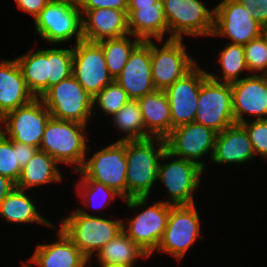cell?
<instances>
[{"instance_id": "1", "label": "cell", "mask_w": 267, "mask_h": 267, "mask_svg": "<svg viewBox=\"0 0 267 267\" xmlns=\"http://www.w3.org/2000/svg\"><path fill=\"white\" fill-rule=\"evenodd\" d=\"M125 153L127 161L126 205L130 209L144 207L152 186L158 181L159 160L174 156L167 150L166 139L161 137L125 141Z\"/></svg>"}, {"instance_id": "2", "label": "cell", "mask_w": 267, "mask_h": 267, "mask_svg": "<svg viewBox=\"0 0 267 267\" xmlns=\"http://www.w3.org/2000/svg\"><path fill=\"white\" fill-rule=\"evenodd\" d=\"M60 229L89 259L123 231V219L110 220L77 208L64 217Z\"/></svg>"}, {"instance_id": "3", "label": "cell", "mask_w": 267, "mask_h": 267, "mask_svg": "<svg viewBox=\"0 0 267 267\" xmlns=\"http://www.w3.org/2000/svg\"><path fill=\"white\" fill-rule=\"evenodd\" d=\"M86 127L85 124L51 117L45 127L39 149L59 164H74V171L77 172L86 160Z\"/></svg>"}, {"instance_id": "4", "label": "cell", "mask_w": 267, "mask_h": 267, "mask_svg": "<svg viewBox=\"0 0 267 267\" xmlns=\"http://www.w3.org/2000/svg\"><path fill=\"white\" fill-rule=\"evenodd\" d=\"M51 117L87 125L93 112V97L73 75L50 87L41 97ZM93 112V113H92Z\"/></svg>"}, {"instance_id": "5", "label": "cell", "mask_w": 267, "mask_h": 267, "mask_svg": "<svg viewBox=\"0 0 267 267\" xmlns=\"http://www.w3.org/2000/svg\"><path fill=\"white\" fill-rule=\"evenodd\" d=\"M35 29L49 43H63L75 36L83 40L82 12L79 5L65 0H51L36 16Z\"/></svg>"}, {"instance_id": "6", "label": "cell", "mask_w": 267, "mask_h": 267, "mask_svg": "<svg viewBox=\"0 0 267 267\" xmlns=\"http://www.w3.org/2000/svg\"><path fill=\"white\" fill-rule=\"evenodd\" d=\"M77 172L80 180L100 182L127 199L125 141H115L94 153Z\"/></svg>"}, {"instance_id": "7", "label": "cell", "mask_w": 267, "mask_h": 267, "mask_svg": "<svg viewBox=\"0 0 267 267\" xmlns=\"http://www.w3.org/2000/svg\"><path fill=\"white\" fill-rule=\"evenodd\" d=\"M168 24L169 39H182L184 35L211 36L214 9H208L199 0H161Z\"/></svg>"}, {"instance_id": "8", "label": "cell", "mask_w": 267, "mask_h": 267, "mask_svg": "<svg viewBox=\"0 0 267 267\" xmlns=\"http://www.w3.org/2000/svg\"><path fill=\"white\" fill-rule=\"evenodd\" d=\"M195 122L216 133L235 124L231 84L206 77L200 87Z\"/></svg>"}, {"instance_id": "9", "label": "cell", "mask_w": 267, "mask_h": 267, "mask_svg": "<svg viewBox=\"0 0 267 267\" xmlns=\"http://www.w3.org/2000/svg\"><path fill=\"white\" fill-rule=\"evenodd\" d=\"M50 118L51 114L43 101L40 98H34L27 105L8 112L0 119V125L3 123L0 131L13 142L40 148L41 139Z\"/></svg>"}, {"instance_id": "10", "label": "cell", "mask_w": 267, "mask_h": 267, "mask_svg": "<svg viewBox=\"0 0 267 267\" xmlns=\"http://www.w3.org/2000/svg\"><path fill=\"white\" fill-rule=\"evenodd\" d=\"M265 30L237 0H222L214 7L213 37L223 36L231 39V44L244 46Z\"/></svg>"}, {"instance_id": "11", "label": "cell", "mask_w": 267, "mask_h": 267, "mask_svg": "<svg viewBox=\"0 0 267 267\" xmlns=\"http://www.w3.org/2000/svg\"><path fill=\"white\" fill-rule=\"evenodd\" d=\"M200 217L195 204L170 205V214L163 237L156 249L182 260L200 235Z\"/></svg>"}, {"instance_id": "12", "label": "cell", "mask_w": 267, "mask_h": 267, "mask_svg": "<svg viewBox=\"0 0 267 267\" xmlns=\"http://www.w3.org/2000/svg\"><path fill=\"white\" fill-rule=\"evenodd\" d=\"M72 75L92 97L114 81L101 45L87 40L73 47Z\"/></svg>"}, {"instance_id": "13", "label": "cell", "mask_w": 267, "mask_h": 267, "mask_svg": "<svg viewBox=\"0 0 267 267\" xmlns=\"http://www.w3.org/2000/svg\"><path fill=\"white\" fill-rule=\"evenodd\" d=\"M151 40L152 79L157 90H166L197 63L188 56L182 39H167L163 47Z\"/></svg>"}, {"instance_id": "14", "label": "cell", "mask_w": 267, "mask_h": 267, "mask_svg": "<svg viewBox=\"0 0 267 267\" xmlns=\"http://www.w3.org/2000/svg\"><path fill=\"white\" fill-rule=\"evenodd\" d=\"M203 168L196 163L177 157L167 163L159 162L158 181L167 188L172 206L195 204L193 192L199 187Z\"/></svg>"}, {"instance_id": "15", "label": "cell", "mask_w": 267, "mask_h": 267, "mask_svg": "<svg viewBox=\"0 0 267 267\" xmlns=\"http://www.w3.org/2000/svg\"><path fill=\"white\" fill-rule=\"evenodd\" d=\"M216 135L215 131L195 121L177 126L165 138L167 150L173 156L192 161L205 169L204 162L200 160L207 152L212 158Z\"/></svg>"}, {"instance_id": "16", "label": "cell", "mask_w": 267, "mask_h": 267, "mask_svg": "<svg viewBox=\"0 0 267 267\" xmlns=\"http://www.w3.org/2000/svg\"><path fill=\"white\" fill-rule=\"evenodd\" d=\"M169 214L170 205L163 200L159 201L136 214L128 221V225L123 220V232L151 256L163 237Z\"/></svg>"}, {"instance_id": "17", "label": "cell", "mask_w": 267, "mask_h": 267, "mask_svg": "<svg viewBox=\"0 0 267 267\" xmlns=\"http://www.w3.org/2000/svg\"><path fill=\"white\" fill-rule=\"evenodd\" d=\"M206 77L207 71L196 64L165 90L170 104L172 129L195 121L200 87Z\"/></svg>"}, {"instance_id": "18", "label": "cell", "mask_w": 267, "mask_h": 267, "mask_svg": "<svg viewBox=\"0 0 267 267\" xmlns=\"http://www.w3.org/2000/svg\"><path fill=\"white\" fill-rule=\"evenodd\" d=\"M235 123L242 124L247 114L255 119H267V75H247L231 83Z\"/></svg>"}, {"instance_id": "19", "label": "cell", "mask_w": 267, "mask_h": 267, "mask_svg": "<svg viewBox=\"0 0 267 267\" xmlns=\"http://www.w3.org/2000/svg\"><path fill=\"white\" fill-rule=\"evenodd\" d=\"M114 80L134 100L155 90L151 68V40L142 41L133 50L123 70Z\"/></svg>"}, {"instance_id": "20", "label": "cell", "mask_w": 267, "mask_h": 267, "mask_svg": "<svg viewBox=\"0 0 267 267\" xmlns=\"http://www.w3.org/2000/svg\"><path fill=\"white\" fill-rule=\"evenodd\" d=\"M81 12L83 40L99 42L130 34L126 11L112 8H96L93 10H81Z\"/></svg>"}, {"instance_id": "21", "label": "cell", "mask_w": 267, "mask_h": 267, "mask_svg": "<svg viewBox=\"0 0 267 267\" xmlns=\"http://www.w3.org/2000/svg\"><path fill=\"white\" fill-rule=\"evenodd\" d=\"M255 157L248 132L242 124H233L217 133L212 161L217 164L243 163Z\"/></svg>"}, {"instance_id": "22", "label": "cell", "mask_w": 267, "mask_h": 267, "mask_svg": "<svg viewBox=\"0 0 267 267\" xmlns=\"http://www.w3.org/2000/svg\"><path fill=\"white\" fill-rule=\"evenodd\" d=\"M34 95L28 90L16 59L0 62V119L8 112L30 103Z\"/></svg>"}, {"instance_id": "23", "label": "cell", "mask_w": 267, "mask_h": 267, "mask_svg": "<svg viewBox=\"0 0 267 267\" xmlns=\"http://www.w3.org/2000/svg\"><path fill=\"white\" fill-rule=\"evenodd\" d=\"M58 238L51 244H40L28 260L38 267H84L90 261L58 228Z\"/></svg>"}, {"instance_id": "24", "label": "cell", "mask_w": 267, "mask_h": 267, "mask_svg": "<svg viewBox=\"0 0 267 267\" xmlns=\"http://www.w3.org/2000/svg\"><path fill=\"white\" fill-rule=\"evenodd\" d=\"M137 101L142 111L145 131L151 137L166 138L172 132L170 104L166 92L155 89Z\"/></svg>"}, {"instance_id": "25", "label": "cell", "mask_w": 267, "mask_h": 267, "mask_svg": "<svg viewBox=\"0 0 267 267\" xmlns=\"http://www.w3.org/2000/svg\"><path fill=\"white\" fill-rule=\"evenodd\" d=\"M128 28L132 37L142 41L152 40L162 42L168 24L164 15L162 1L154 6L140 7V9H127Z\"/></svg>"}, {"instance_id": "26", "label": "cell", "mask_w": 267, "mask_h": 267, "mask_svg": "<svg viewBox=\"0 0 267 267\" xmlns=\"http://www.w3.org/2000/svg\"><path fill=\"white\" fill-rule=\"evenodd\" d=\"M31 200L25 190L15 187L0 204V216L7 222L39 223L56 228L38 212Z\"/></svg>"}, {"instance_id": "27", "label": "cell", "mask_w": 267, "mask_h": 267, "mask_svg": "<svg viewBox=\"0 0 267 267\" xmlns=\"http://www.w3.org/2000/svg\"><path fill=\"white\" fill-rule=\"evenodd\" d=\"M58 165L57 161L39 149L22 168L20 178L15 187L26 190L51 182H62L63 177L58 170Z\"/></svg>"}, {"instance_id": "28", "label": "cell", "mask_w": 267, "mask_h": 267, "mask_svg": "<svg viewBox=\"0 0 267 267\" xmlns=\"http://www.w3.org/2000/svg\"><path fill=\"white\" fill-rule=\"evenodd\" d=\"M148 258L123 231L97 252L101 267H133L138 258Z\"/></svg>"}, {"instance_id": "29", "label": "cell", "mask_w": 267, "mask_h": 267, "mask_svg": "<svg viewBox=\"0 0 267 267\" xmlns=\"http://www.w3.org/2000/svg\"><path fill=\"white\" fill-rule=\"evenodd\" d=\"M28 90L35 98H40L48 90V49L16 58Z\"/></svg>"}, {"instance_id": "30", "label": "cell", "mask_w": 267, "mask_h": 267, "mask_svg": "<svg viewBox=\"0 0 267 267\" xmlns=\"http://www.w3.org/2000/svg\"><path fill=\"white\" fill-rule=\"evenodd\" d=\"M112 117L114 126L119 129V131L126 133V135L118 141H133L151 138L145 131L142 111L137 100L130 99Z\"/></svg>"}, {"instance_id": "31", "label": "cell", "mask_w": 267, "mask_h": 267, "mask_svg": "<svg viewBox=\"0 0 267 267\" xmlns=\"http://www.w3.org/2000/svg\"><path fill=\"white\" fill-rule=\"evenodd\" d=\"M128 36L132 35L98 42L102 47L109 74L113 79L121 73L133 50L142 42L137 37L131 41Z\"/></svg>"}, {"instance_id": "32", "label": "cell", "mask_w": 267, "mask_h": 267, "mask_svg": "<svg viewBox=\"0 0 267 267\" xmlns=\"http://www.w3.org/2000/svg\"><path fill=\"white\" fill-rule=\"evenodd\" d=\"M218 56V62L221 64L222 78L207 72V76L211 79L231 84L241 79L239 76L243 71H248L243 45L230 43L220 51Z\"/></svg>"}, {"instance_id": "33", "label": "cell", "mask_w": 267, "mask_h": 267, "mask_svg": "<svg viewBox=\"0 0 267 267\" xmlns=\"http://www.w3.org/2000/svg\"><path fill=\"white\" fill-rule=\"evenodd\" d=\"M73 47L48 49V89L72 75Z\"/></svg>"}, {"instance_id": "34", "label": "cell", "mask_w": 267, "mask_h": 267, "mask_svg": "<svg viewBox=\"0 0 267 267\" xmlns=\"http://www.w3.org/2000/svg\"><path fill=\"white\" fill-rule=\"evenodd\" d=\"M129 100L127 92L114 80L93 97V107L97 105L106 116H113Z\"/></svg>"}, {"instance_id": "35", "label": "cell", "mask_w": 267, "mask_h": 267, "mask_svg": "<svg viewBox=\"0 0 267 267\" xmlns=\"http://www.w3.org/2000/svg\"><path fill=\"white\" fill-rule=\"evenodd\" d=\"M243 48L248 71L267 75V33L251 40Z\"/></svg>"}, {"instance_id": "36", "label": "cell", "mask_w": 267, "mask_h": 267, "mask_svg": "<svg viewBox=\"0 0 267 267\" xmlns=\"http://www.w3.org/2000/svg\"><path fill=\"white\" fill-rule=\"evenodd\" d=\"M77 189H78L77 192L79 193L78 195L83 199L82 202H84L86 204L85 206H87V207H92V208L94 206L96 207L97 204L94 203V201H95L97 196L98 197L103 196L102 198L104 199V201L100 200L101 203L103 202L101 205H99V204L97 205L99 207V209L102 208L101 206H103V205H105V206L109 205L110 200H113V198H115L116 196L123 199L121 197V195L118 194L114 189L109 188L106 185H104L100 182L94 181V180H80L77 184Z\"/></svg>"}, {"instance_id": "37", "label": "cell", "mask_w": 267, "mask_h": 267, "mask_svg": "<svg viewBox=\"0 0 267 267\" xmlns=\"http://www.w3.org/2000/svg\"><path fill=\"white\" fill-rule=\"evenodd\" d=\"M22 168L17 163V149L13 141L0 131V175L10 179L15 185Z\"/></svg>"}, {"instance_id": "38", "label": "cell", "mask_w": 267, "mask_h": 267, "mask_svg": "<svg viewBox=\"0 0 267 267\" xmlns=\"http://www.w3.org/2000/svg\"><path fill=\"white\" fill-rule=\"evenodd\" d=\"M252 143L255 155L267 159V119H254L242 123Z\"/></svg>"}, {"instance_id": "39", "label": "cell", "mask_w": 267, "mask_h": 267, "mask_svg": "<svg viewBox=\"0 0 267 267\" xmlns=\"http://www.w3.org/2000/svg\"><path fill=\"white\" fill-rule=\"evenodd\" d=\"M244 8L248 9L254 19L267 29V0H237Z\"/></svg>"}, {"instance_id": "40", "label": "cell", "mask_w": 267, "mask_h": 267, "mask_svg": "<svg viewBox=\"0 0 267 267\" xmlns=\"http://www.w3.org/2000/svg\"><path fill=\"white\" fill-rule=\"evenodd\" d=\"M78 5L80 10L112 8L127 12L128 0H81Z\"/></svg>"}, {"instance_id": "41", "label": "cell", "mask_w": 267, "mask_h": 267, "mask_svg": "<svg viewBox=\"0 0 267 267\" xmlns=\"http://www.w3.org/2000/svg\"><path fill=\"white\" fill-rule=\"evenodd\" d=\"M22 11L32 15L34 19L47 6L51 0H15Z\"/></svg>"}, {"instance_id": "42", "label": "cell", "mask_w": 267, "mask_h": 267, "mask_svg": "<svg viewBox=\"0 0 267 267\" xmlns=\"http://www.w3.org/2000/svg\"><path fill=\"white\" fill-rule=\"evenodd\" d=\"M13 146L17 149V163L21 168H23L39 150L38 147L19 142H13Z\"/></svg>"}, {"instance_id": "43", "label": "cell", "mask_w": 267, "mask_h": 267, "mask_svg": "<svg viewBox=\"0 0 267 267\" xmlns=\"http://www.w3.org/2000/svg\"><path fill=\"white\" fill-rule=\"evenodd\" d=\"M14 188L15 184L10 179L0 175V204Z\"/></svg>"}, {"instance_id": "44", "label": "cell", "mask_w": 267, "mask_h": 267, "mask_svg": "<svg viewBox=\"0 0 267 267\" xmlns=\"http://www.w3.org/2000/svg\"><path fill=\"white\" fill-rule=\"evenodd\" d=\"M160 0H128L127 9H140V7L154 6Z\"/></svg>"}, {"instance_id": "45", "label": "cell", "mask_w": 267, "mask_h": 267, "mask_svg": "<svg viewBox=\"0 0 267 267\" xmlns=\"http://www.w3.org/2000/svg\"><path fill=\"white\" fill-rule=\"evenodd\" d=\"M65 1H70V2H73V3L79 4V2H80L81 0H65Z\"/></svg>"}, {"instance_id": "46", "label": "cell", "mask_w": 267, "mask_h": 267, "mask_svg": "<svg viewBox=\"0 0 267 267\" xmlns=\"http://www.w3.org/2000/svg\"><path fill=\"white\" fill-rule=\"evenodd\" d=\"M23 267H34V266H32V265H30V264H28V263H24V264H23Z\"/></svg>"}]
</instances>
